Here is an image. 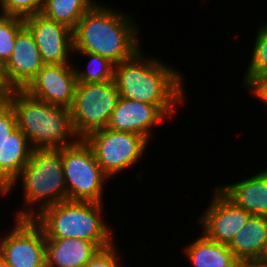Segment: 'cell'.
<instances>
[{
	"instance_id": "cell-1",
	"label": "cell",
	"mask_w": 267,
	"mask_h": 267,
	"mask_svg": "<svg viewBox=\"0 0 267 267\" xmlns=\"http://www.w3.org/2000/svg\"><path fill=\"white\" fill-rule=\"evenodd\" d=\"M142 49L131 58L115 64L117 90L123 98L156 105L170 121L177 106L186 103L185 77L179 68L164 63L159 57H148Z\"/></svg>"
},
{
	"instance_id": "cell-2",
	"label": "cell",
	"mask_w": 267,
	"mask_h": 267,
	"mask_svg": "<svg viewBox=\"0 0 267 267\" xmlns=\"http://www.w3.org/2000/svg\"><path fill=\"white\" fill-rule=\"evenodd\" d=\"M127 13L96 2L73 29L74 52L98 54L114 64L131 58L142 43L139 24Z\"/></svg>"
},
{
	"instance_id": "cell-3",
	"label": "cell",
	"mask_w": 267,
	"mask_h": 267,
	"mask_svg": "<svg viewBox=\"0 0 267 267\" xmlns=\"http://www.w3.org/2000/svg\"><path fill=\"white\" fill-rule=\"evenodd\" d=\"M13 109L17 127L33 150L57 149L77 143L69 108L43 102L23 89H14L6 101Z\"/></svg>"
},
{
	"instance_id": "cell-4",
	"label": "cell",
	"mask_w": 267,
	"mask_h": 267,
	"mask_svg": "<svg viewBox=\"0 0 267 267\" xmlns=\"http://www.w3.org/2000/svg\"><path fill=\"white\" fill-rule=\"evenodd\" d=\"M18 182L24 201L17 208L15 219H33L46 207L66 201L62 148L33 150L29 162L11 184V191Z\"/></svg>"
},
{
	"instance_id": "cell-5",
	"label": "cell",
	"mask_w": 267,
	"mask_h": 267,
	"mask_svg": "<svg viewBox=\"0 0 267 267\" xmlns=\"http://www.w3.org/2000/svg\"><path fill=\"white\" fill-rule=\"evenodd\" d=\"M104 203L62 201L43 209L33 220L45 238H77L95 243L101 250L116 243L104 218Z\"/></svg>"
},
{
	"instance_id": "cell-6",
	"label": "cell",
	"mask_w": 267,
	"mask_h": 267,
	"mask_svg": "<svg viewBox=\"0 0 267 267\" xmlns=\"http://www.w3.org/2000/svg\"><path fill=\"white\" fill-rule=\"evenodd\" d=\"M62 164L67 200L104 203V188L110 178L102 171L84 139L62 147Z\"/></svg>"
},
{
	"instance_id": "cell-7",
	"label": "cell",
	"mask_w": 267,
	"mask_h": 267,
	"mask_svg": "<svg viewBox=\"0 0 267 267\" xmlns=\"http://www.w3.org/2000/svg\"><path fill=\"white\" fill-rule=\"evenodd\" d=\"M120 97L114 80L76 84L70 112L74 130L80 139L107 127Z\"/></svg>"
},
{
	"instance_id": "cell-8",
	"label": "cell",
	"mask_w": 267,
	"mask_h": 267,
	"mask_svg": "<svg viewBox=\"0 0 267 267\" xmlns=\"http://www.w3.org/2000/svg\"><path fill=\"white\" fill-rule=\"evenodd\" d=\"M84 140L110 179L141 162L149 146V142L141 135L108 128L93 131Z\"/></svg>"
},
{
	"instance_id": "cell-9",
	"label": "cell",
	"mask_w": 267,
	"mask_h": 267,
	"mask_svg": "<svg viewBox=\"0 0 267 267\" xmlns=\"http://www.w3.org/2000/svg\"><path fill=\"white\" fill-rule=\"evenodd\" d=\"M14 219V227L0 237V258L11 267H46V241L33 219Z\"/></svg>"
},
{
	"instance_id": "cell-10",
	"label": "cell",
	"mask_w": 267,
	"mask_h": 267,
	"mask_svg": "<svg viewBox=\"0 0 267 267\" xmlns=\"http://www.w3.org/2000/svg\"><path fill=\"white\" fill-rule=\"evenodd\" d=\"M211 202L199 218L203 234L210 240L229 244L251 215L237 206L216 185Z\"/></svg>"
},
{
	"instance_id": "cell-11",
	"label": "cell",
	"mask_w": 267,
	"mask_h": 267,
	"mask_svg": "<svg viewBox=\"0 0 267 267\" xmlns=\"http://www.w3.org/2000/svg\"><path fill=\"white\" fill-rule=\"evenodd\" d=\"M45 64H71L74 53L73 30L41 13L24 18Z\"/></svg>"
},
{
	"instance_id": "cell-12",
	"label": "cell",
	"mask_w": 267,
	"mask_h": 267,
	"mask_svg": "<svg viewBox=\"0 0 267 267\" xmlns=\"http://www.w3.org/2000/svg\"><path fill=\"white\" fill-rule=\"evenodd\" d=\"M76 84L73 63L45 64L23 90L43 102L70 109Z\"/></svg>"
},
{
	"instance_id": "cell-13",
	"label": "cell",
	"mask_w": 267,
	"mask_h": 267,
	"mask_svg": "<svg viewBox=\"0 0 267 267\" xmlns=\"http://www.w3.org/2000/svg\"><path fill=\"white\" fill-rule=\"evenodd\" d=\"M45 65L31 31L24 25L17 33L9 60L2 66L3 78L11 89H24Z\"/></svg>"
},
{
	"instance_id": "cell-14",
	"label": "cell",
	"mask_w": 267,
	"mask_h": 267,
	"mask_svg": "<svg viewBox=\"0 0 267 267\" xmlns=\"http://www.w3.org/2000/svg\"><path fill=\"white\" fill-rule=\"evenodd\" d=\"M165 119L168 117L156 105L120 97L106 128L141 135L150 143L153 128Z\"/></svg>"
},
{
	"instance_id": "cell-15",
	"label": "cell",
	"mask_w": 267,
	"mask_h": 267,
	"mask_svg": "<svg viewBox=\"0 0 267 267\" xmlns=\"http://www.w3.org/2000/svg\"><path fill=\"white\" fill-rule=\"evenodd\" d=\"M217 187L251 215L267 216V168L244 180Z\"/></svg>"
},
{
	"instance_id": "cell-16",
	"label": "cell",
	"mask_w": 267,
	"mask_h": 267,
	"mask_svg": "<svg viewBox=\"0 0 267 267\" xmlns=\"http://www.w3.org/2000/svg\"><path fill=\"white\" fill-rule=\"evenodd\" d=\"M46 267H84L101 249L77 238H45Z\"/></svg>"
},
{
	"instance_id": "cell-17",
	"label": "cell",
	"mask_w": 267,
	"mask_h": 267,
	"mask_svg": "<svg viewBox=\"0 0 267 267\" xmlns=\"http://www.w3.org/2000/svg\"><path fill=\"white\" fill-rule=\"evenodd\" d=\"M267 243V216L250 215L228 248L239 262L258 261Z\"/></svg>"
},
{
	"instance_id": "cell-18",
	"label": "cell",
	"mask_w": 267,
	"mask_h": 267,
	"mask_svg": "<svg viewBox=\"0 0 267 267\" xmlns=\"http://www.w3.org/2000/svg\"><path fill=\"white\" fill-rule=\"evenodd\" d=\"M195 241L184 246V256L193 267H236L239 261L227 244L208 239L200 233Z\"/></svg>"
},
{
	"instance_id": "cell-19",
	"label": "cell",
	"mask_w": 267,
	"mask_h": 267,
	"mask_svg": "<svg viewBox=\"0 0 267 267\" xmlns=\"http://www.w3.org/2000/svg\"><path fill=\"white\" fill-rule=\"evenodd\" d=\"M32 151L28 138L17 127L0 146V177L12 184L29 162Z\"/></svg>"
},
{
	"instance_id": "cell-20",
	"label": "cell",
	"mask_w": 267,
	"mask_h": 267,
	"mask_svg": "<svg viewBox=\"0 0 267 267\" xmlns=\"http://www.w3.org/2000/svg\"><path fill=\"white\" fill-rule=\"evenodd\" d=\"M97 0H45L41 14L63 23L72 30Z\"/></svg>"
},
{
	"instance_id": "cell-21",
	"label": "cell",
	"mask_w": 267,
	"mask_h": 267,
	"mask_svg": "<svg viewBox=\"0 0 267 267\" xmlns=\"http://www.w3.org/2000/svg\"><path fill=\"white\" fill-rule=\"evenodd\" d=\"M254 36V48L248 68L243 75L242 87L247 91L262 77L267 76V21L258 26Z\"/></svg>"
},
{
	"instance_id": "cell-22",
	"label": "cell",
	"mask_w": 267,
	"mask_h": 267,
	"mask_svg": "<svg viewBox=\"0 0 267 267\" xmlns=\"http://www.w3.org/2000/svg\"><path fill=\"white\" fill-rule=\"evenodd\" d=\"M75 54H82L88 58V66L84 70L73 64L77 83H101L108 80H114V66L115 64L105 57L89 52H74Z\"/></svg>"
},
{
	"instance_id": "cell-23",
	"label": "cell",
	"mask_w": 267,
	"mask_h": 267,
	"mask_svg": "<svg viewBox=\"0 0 267 267\" xmlns=\"http://www.w3.org/2000/svg\"><path fill=\"white\" fill-rule=\"evenodd\" d=\"M24 26V19L0 14V64L10 58L18 31Z\"/></svg>"
},
{
	"instance_id": "cell-24",
	"label": "cell",
	"mask_w": 267,
	"mask_h": 267,
	"mask_svg": "<svg viewBox=\"0 0 267 267\" xmlns=\"http://www.w3.org/2000/svg\"><path fill=\"white\" fill-rule=\"evenodd\" d=\"M45 0H0L3 15L26 18L41 13Z\"/></svg>"
},
{
	"instance_id": "cell-25",
	"label": "cell",
	"mask_w": 267,
	"mask_h": 267,
	"mask_svg": "<svg viewBox=\"0 0 267 267\" xmlns=\"http://www.w3.org/2000/svg\"><path fill=\"white\" fill-rule=\"evenodd\" d=\"M117 242L105 249L100 250L84 267H126L121 262L122 256L118 251Z\"/></svg>"
},
{
	"instance_id": "cell-26",
	"label": "cell",
	"mask_w": 267,
	"mask_h": 267,
	"mask_svg": "<svg viewBox=\"0 0 267 267\" xmlns=\"http://www.w3.org/2000/svg\"><path fill=\"white\" fill-rule=\"evenodd\" d=\"M16 128V117L13 109L7 102L0 103V146Z\"/></svg>"
},
{
	"instance_id": "cell-27",
	"label": "cell",
	"mask_w": 267,
	"mask_h": 267,
	"mask_svg": "<svg viewBox=\"0 0 267 267\" xmlns=\"http://www.w3.org/2000/svg\"><path fill=\"white\" fill-rule=\"evenodd\" d=\"M249 92L256 96L264 105L267 104V76L259 79L250 89ZM267 107V105H266Z\"/></svg>"
},
{
	"instance_id": "cell-28",
	"label": "cell",
	"mask_w": 267,
	"mask_h": 267,
	"mask_svg": "<svg viewBox=\"0 0 267 267\" xmlns=\"http://www.w3.org/2000/svg\"><path fill=\"white\" fill-rule=\"evenodd\" d=\"M11 89L5 83L3 78L2 65H0V103H5L9 97Z\"/></svg>"
},
{
	"instance_id": "cell-29",
	"label": "cell",
	"mask_w": 267,
	"mask_h": 267,
	"mask_svg": "<svg viewBox=\"0 0 267 267\" xmlns=\"http://www.w3.org/2000/svg\"><path fill=\"white\" fill-rule=\"evenodd\" d=\"M11 184L5 180L4 178L0 177V195L1 197L8 196L11 194Z\"/></svg>"
},
{
	"instance_id": "cell-30",
	"label": "cell",
	"mask_w": 267,
	"mask_h": 267,
	"mask_svg": "<svg viewBox=\"0 0 267 267\" xmlns=\"http://www.w3.org/2000/svg\"><path fill=\"white\" fill-rule=\"evenodd\" d=\"M236 267H265L258 263L257 261L252 262H239Z\"/></svg>"
},
{
	"instance_id": "cell-31",
	"label": "cell",
	"mask_w": 267,
	"mask_h": 267,
	"mask_svg": "<svg viewBox=\"0 0 267 267\" xmlns=\"http://www.w3.org/2000/svg\"><path fill=\"white\" fill-rule=\"evenodd\" d=\"M258 263H260L261 265L267 267V243L264 247V250L260 256V258L257 261Z\"/></svg>"
},
{
	"instance_id": "cell-32",
	"label": "cell",
	"mask_w": 267,
	"mask_h": 267,
	"mask_svg": "<svg viewBox=\"0 0 267 267\" xmlns=\"http://www.w3.org/2000/svg\"><path fill=\"white\" fill-rule=\"evenodd\" d=\"M0 267H11L6 261L0 258Z\"/></svg>"
}]
</instances>
